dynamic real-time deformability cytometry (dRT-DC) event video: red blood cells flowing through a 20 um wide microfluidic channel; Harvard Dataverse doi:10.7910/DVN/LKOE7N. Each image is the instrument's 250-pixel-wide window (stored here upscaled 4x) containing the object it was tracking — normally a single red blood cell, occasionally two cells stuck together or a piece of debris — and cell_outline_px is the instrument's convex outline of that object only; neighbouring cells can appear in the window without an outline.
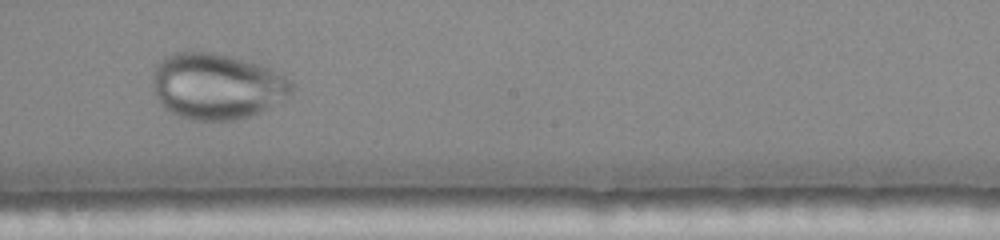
{"species": "human", "species_latin": "Homo sapiens", "temperature_condition": "warm", "stored_images_in_passage": 46, "camera_frame_rate_fps": 3000, "um_per_image_px": 0.085, "donor": {"sex": "female"}, "frame": {"image": 1, "passage_image": 27, "time_ms": 8.667, "image_size_px": [1000, 240], "cell_outline_px": [[292, 92], [264, 108], [248, 116], [232, 120], [192, 120], [180, 116], [172, 112], [156, 96], [152, 80], [156, 68], [168, 56], [176, 52], [208, 52], [268, 64], [288, 80], [292, 84]], "centroid_in_image_um": [18.44, 7.3], "position_along_channel_um": 229.8, "area_um2": 52.31}}